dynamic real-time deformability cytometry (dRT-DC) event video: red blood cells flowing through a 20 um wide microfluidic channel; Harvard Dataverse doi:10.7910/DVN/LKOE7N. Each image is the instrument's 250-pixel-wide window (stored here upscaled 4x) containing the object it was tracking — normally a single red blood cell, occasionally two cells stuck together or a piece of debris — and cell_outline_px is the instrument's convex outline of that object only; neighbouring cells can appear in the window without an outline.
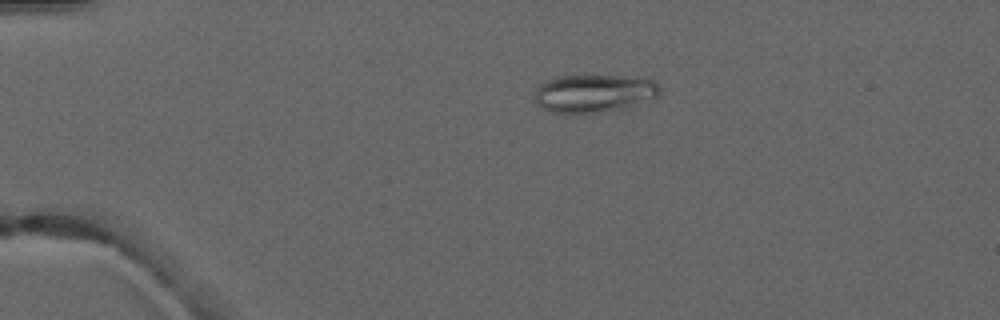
{"species": "common noctule bat (a hibernating species)", "species_latin": "Nyctalus noctula", "temperature_condition": "warm", "stored_images_in_passage": 6, "camera_frame_rate_fps": 3000, "um_per_image_px": 0.085, "animal": {"sex": "male", "forearm_length_mm": 52.5}, "frame": {"image": 1, "passage_image": 4, "time_ms": 3.333, "image_size_px": [1000, 320], "cell_outline_px": [[660, 96], [628, 108], [572, 116], [552, 112], [536, 104], [536, 88], [544, 80], [556, 76], [616, 76], [652, 80], [660, 88]], "centroid_in_image_um": [50.45, 7.98], "position_along_channel_um": 34.5, "area_um2": 28.15}}